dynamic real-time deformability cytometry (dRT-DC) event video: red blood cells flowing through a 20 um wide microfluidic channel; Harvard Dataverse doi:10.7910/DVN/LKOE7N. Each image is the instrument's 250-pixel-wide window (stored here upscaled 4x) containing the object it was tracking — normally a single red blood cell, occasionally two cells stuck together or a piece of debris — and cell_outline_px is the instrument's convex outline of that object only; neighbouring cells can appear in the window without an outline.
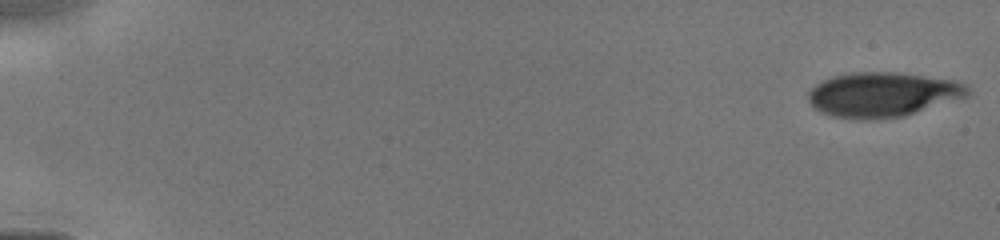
{"species": "human", "species_latin": "Homo sapiens", "temperature_condition": "cold", "stored_images_in_passage": 30, "camera_frame_rate_fps": 3000, "um_per_image_px": 0.085, "donor": {"sex": "male"}, "frame": {"image": 1, "passage_image": 1, "time_ms": 0.0, "image_size_px": [1000, 240], "cell_outline_px": [[972, 92], [968, 96], [904, 116], [876, 120], [856, 120], [832, 116], [820, 112], [808, 100], [808, 92], [816, 84], [832, 76], [856, 72], [896, 72], [956, 80], [968, 84]], "centroid_in_image_um": [75.06, 8.04], "position_along_channel_um": 9.9, "area_um2": 41.91}}
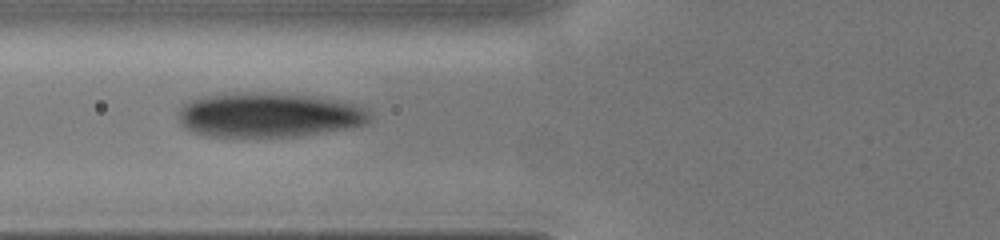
{"frame": {"image": 2, "passage_image": 27, "time_ms": 6.0, "image_size_px": [1000, 240], "cell_outline_px": [[372, 116], [368, 124], [348, 128], [296, 136], [208, 136], [192, 132], [184, 128], [180, 124], [180, 108], [188, 100], [200, 96], [220, 92], [268, 92], [312, 96], [336, 100], [356, 104], [364, 108]], "centroid_in_image_um": [22.81, 9.75], "position_along_channel_um": 103.0, "area_um2": 50.17}}
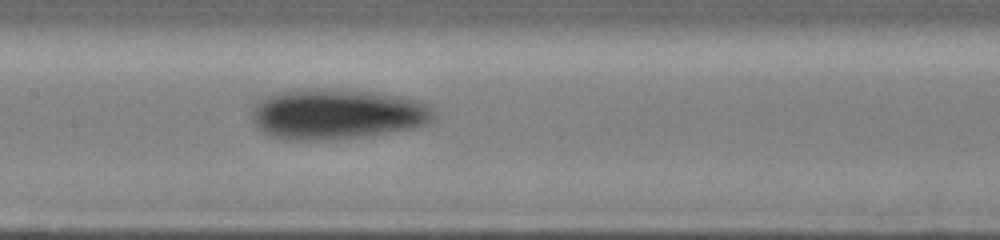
{"frame": {"image": 3, "passage_image": 30, "time_ms": 7.667, "image_size_px": [1000, 240], "cell_outline_px": [[436, 116], [428, 124], [412, 128], [360, 136], [304, 140], [300, 140], [276, 136], [264, 132], [252, 120], [252, 108], [264, 96], [276, 92], [304, 88], [324, 88], [372, 92], [400, 96], [432, 104]], "centroid_in_image_um": [28.67, 9.65], "position_along_channel_um": 178.7, "area_um2": 53.0}}